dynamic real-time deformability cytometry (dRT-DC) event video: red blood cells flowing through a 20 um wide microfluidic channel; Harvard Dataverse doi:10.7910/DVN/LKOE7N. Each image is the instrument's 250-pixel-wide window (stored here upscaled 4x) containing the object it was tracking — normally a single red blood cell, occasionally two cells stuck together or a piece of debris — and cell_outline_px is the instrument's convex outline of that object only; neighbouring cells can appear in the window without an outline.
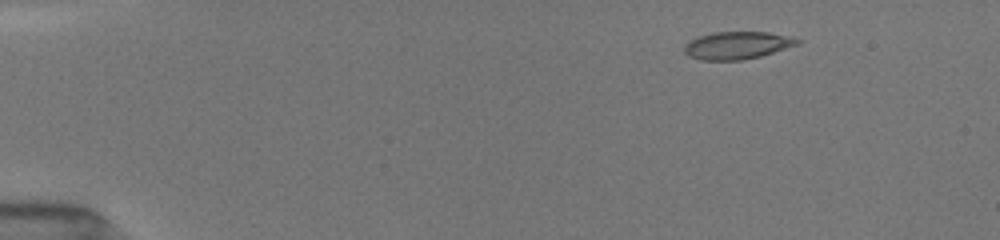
{"species": "common noctule bat (a hibernating species)", "species_latin": "Nyctalus noctula", "temperature_condition": "room temperature", "stored_images_in_passage": 8, "camera_frame_rate_fps": 3000, "um_per_image_px": 0.085, "animal": {"sex": "female", "body_mass_g": 19.5, "forearm_length_mm": 54.1}, "frame": {"image": 1, "passage_image": 2, "time_ms": 1.0, "image_size_px": [1000, 240], "cell_outline_px": [[800, 44], [760, 56], [740, 60], [700, 60], [688, 56], [684, 52], [684, 44], [700, 36], [712, 32], [768, 32], [800, 40]], "centroid_in_image_um": [62.61, 3.86], "position_along_channel_um": 22.4, "area_um2": 17.92}}
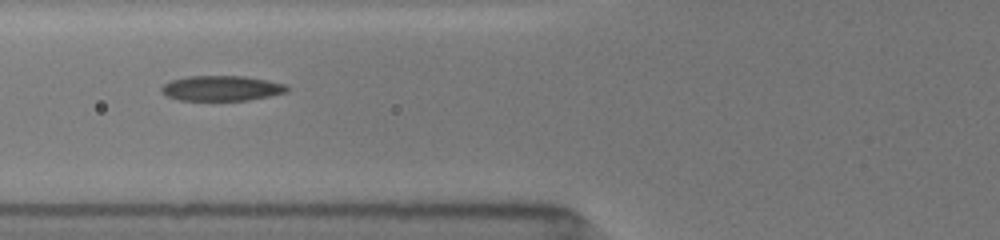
{"frame": {"image": 2, "passage_image": 6, "time_ms": 5.667, "image_size_px": [1000, 240], "cell_outline_px": [[288, 92], [248, 100], [180, 100], [168, 96], [160, 92], [160, 88], [164, 84], [172, 80], [188, 76], [244, 76], [284, 84], [288, 88]], "centroid_in_image_um": [18.8, 7.5], "position_along_channel_um": 107.0, "area_um2": 18.21}}
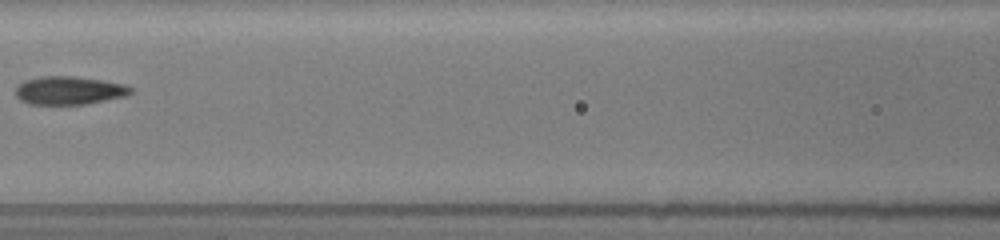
{"frame": {"image": 3, "passage_image": 8, "time_ms": 7.0, "image_size_px": [1000, 240], "cell_outline_px": [[132, 92], [128, 96], [88, 104], [28, 104], [20, 100], [12, 92], [24, 80], [44, 76], [72, 76], [100, 80], [124, 84], [132, 88]], "centroid_in_image_um": [5.86, 7.7], "position_along_channel_um": 160.7, "area_um2": 19.07}}